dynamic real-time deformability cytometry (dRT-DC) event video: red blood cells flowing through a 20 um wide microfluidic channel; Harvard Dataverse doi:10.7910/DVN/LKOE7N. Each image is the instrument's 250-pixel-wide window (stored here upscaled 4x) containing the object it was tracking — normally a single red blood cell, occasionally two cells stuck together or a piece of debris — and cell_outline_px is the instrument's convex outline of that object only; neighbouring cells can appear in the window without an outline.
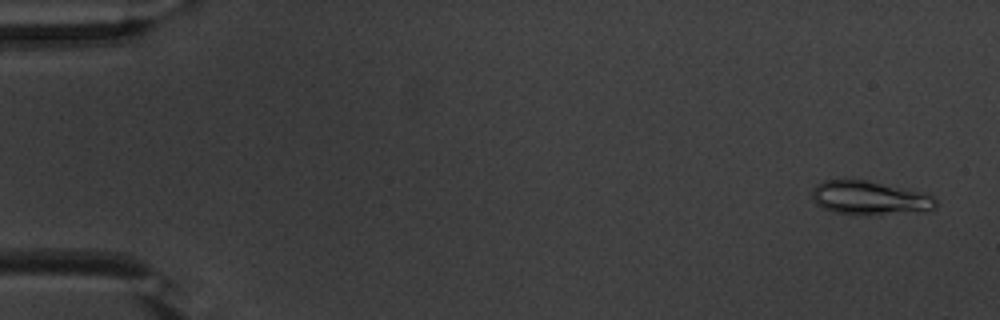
{"species": "common noctule bat (a hibernating species)", "species_latin": "Nyctalus noctula", "temperature_condition": "warm", "stored_images_in_passage": 15, "camera_frame_rate_fps": 3000, "um_per_image_px": 0.085, "animal": {"sex": "male", "body_mass_g": 20.1, "forearm_length_mm": 53.5}, "frame": {"image": 1, "passage_image": 3, "time_ms": 0.667, "image_size_px": [1000, 320], "cell_outline_px": [[936, 208], [868, 216], [856, 216], [836, 212], [824, 208], [816, 204], [812, 200], [812, 188], [816, 184], [824, 180], [868, 180], [920, 192], [932, 196], [936, 200]], "centroid_in_image_um": [73.83, 16.83], "position_along_channel_um": 11.2, "area_um2": 24.22}}